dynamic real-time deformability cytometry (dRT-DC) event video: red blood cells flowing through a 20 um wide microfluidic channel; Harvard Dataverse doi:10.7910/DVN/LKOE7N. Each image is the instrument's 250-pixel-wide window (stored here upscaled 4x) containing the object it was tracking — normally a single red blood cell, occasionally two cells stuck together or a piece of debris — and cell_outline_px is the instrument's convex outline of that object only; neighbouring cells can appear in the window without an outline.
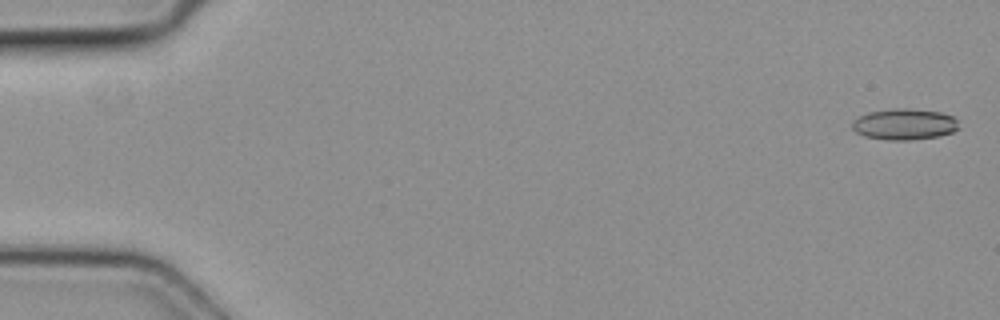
{"species": "common noctule bat (a hibernating species)", "species_latin": "Nyctalus noctula", "temperature_condition": "cold", "stored_images_in_passage": 5, "camera_frame_rate_fps": 3000, "um_per_image_px": 0.085, "animal": {"sex": "female", "body_mass_g": 19.3, "forearm_length_mm": 54.1}, "frame": {"image": 1, "passage_image": 1, "time_ms": 0.0, "image_size_px": [1000, 320], "cell_outline_px": [[960, 128], [952, 132], [936, 136], [908, 140], [888, 140], [864, 136], [856, 132], [852, 128], [852, 120], [868, 112], [896, 108], [908, 108], [940, 112], [952, 116], [956, 120]], "centroid_in_image_um": [76.85, 10.55], "position_along_channel_um": 8.1, "area_um2": 19.25}}